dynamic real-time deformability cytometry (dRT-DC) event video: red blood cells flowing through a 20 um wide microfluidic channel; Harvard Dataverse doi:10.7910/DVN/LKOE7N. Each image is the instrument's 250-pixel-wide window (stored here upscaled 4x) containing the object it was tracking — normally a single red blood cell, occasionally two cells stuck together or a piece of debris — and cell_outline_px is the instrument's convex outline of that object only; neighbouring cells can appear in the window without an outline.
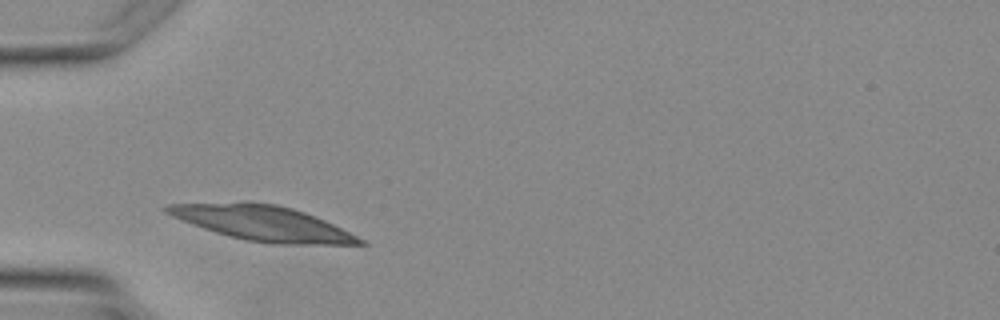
{"species": "Egyptian fruit bat (a non-hibernating species)", "species_latin": "Rousettus aegyptiacus", "temperature_condition": "warm", "stored_images_in_passage": 1, "camera_frame_rate_fps": 3000, "um_per_image_px": 0.085, "animal": {"sex": "female"}, "frame": {"image": 1, "passage_image": 1, "time_ms": 0.0, "image_size_px": [1000, 320], "cell_outline_px": [[368, 244], [272, 244], [248, 240], [228, 236], [180, 220], [164, 212], [164, 208], [168, 204], [276, 204], [292, 208], [304, 212], [324, 220], [364, 240]], "centroid_in_image_um": [22.35, 19.0], "position_along_channel_um": 62.7, "area_um2": 37.8}}